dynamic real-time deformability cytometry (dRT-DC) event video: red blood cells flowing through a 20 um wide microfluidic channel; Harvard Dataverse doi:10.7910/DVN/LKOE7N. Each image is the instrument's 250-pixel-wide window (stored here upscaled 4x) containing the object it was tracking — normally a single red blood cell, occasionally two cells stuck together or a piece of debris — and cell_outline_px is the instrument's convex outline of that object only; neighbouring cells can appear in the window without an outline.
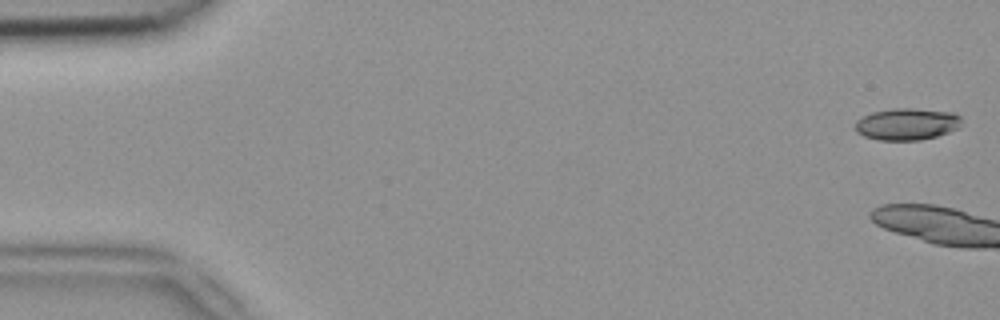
{"species": "common noctule bat (a hibernating species)", "species_latin": "Nyctalus noctula", "temperature_condition": "room temperature", "stored_images_in_passage": 4, "camera_frame_rate_fps": 3000, "um_per_image_px": 0.085, "animal": {"sex": "female", "body_mass_g": 18.4}, "frame": {"image": 1, "passage_image": 2, "time_ms": 0.333, "image_size_px": [1000, 320], "cell_outline_px": [[960, 128], [936, 136], [920, 140], [876, 140], [864, 136], [856, 132], [856, 120], [872, 112], [892, 108], [912, 108], [952, 112], [960, 116]], "centroid_in_image_um": [77.08, 10.55], "position_along_channel_um": 7.9, "area_um2": 19.77}}